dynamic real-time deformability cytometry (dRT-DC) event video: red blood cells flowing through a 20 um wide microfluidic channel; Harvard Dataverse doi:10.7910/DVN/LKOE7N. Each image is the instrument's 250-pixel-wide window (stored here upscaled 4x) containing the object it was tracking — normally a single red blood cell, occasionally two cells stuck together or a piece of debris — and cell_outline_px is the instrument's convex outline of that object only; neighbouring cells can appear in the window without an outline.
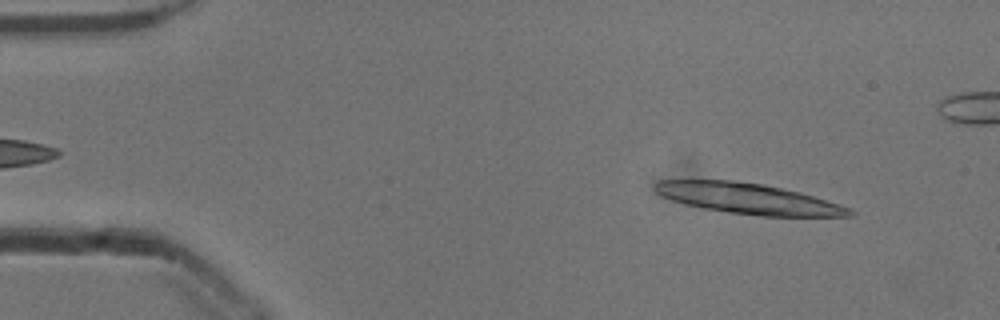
{"species": "common noctule bat (a hibernating species)", "species_latin": "Nyctalus noctula", "temperature_condition": "cold", "stored_images_in_passage": 19, "camera_frame_rate_fps": 3000, "um_per_image_px": 0.085, "animal": {"sex": "male", "body_mass_g": 13.3}, "frame": {"image": 1, "passage_image": 4, "time_ms": 1.0, "image_size_px": [1000, 320], "cell_outline_px": [[856, 212], [852, 216], [760, 216], [728, 212], [704, 208], [684, 204], [672, 200], [656, 192], [652, 188], [652, 184], [660, 180], [736, 180], [764, 184], [800, 192], [840, 204]], "centroid_in_image_um": [63.58, 16.87], "position_along_channel_um": 21.4, "area_um2": 34.74}}